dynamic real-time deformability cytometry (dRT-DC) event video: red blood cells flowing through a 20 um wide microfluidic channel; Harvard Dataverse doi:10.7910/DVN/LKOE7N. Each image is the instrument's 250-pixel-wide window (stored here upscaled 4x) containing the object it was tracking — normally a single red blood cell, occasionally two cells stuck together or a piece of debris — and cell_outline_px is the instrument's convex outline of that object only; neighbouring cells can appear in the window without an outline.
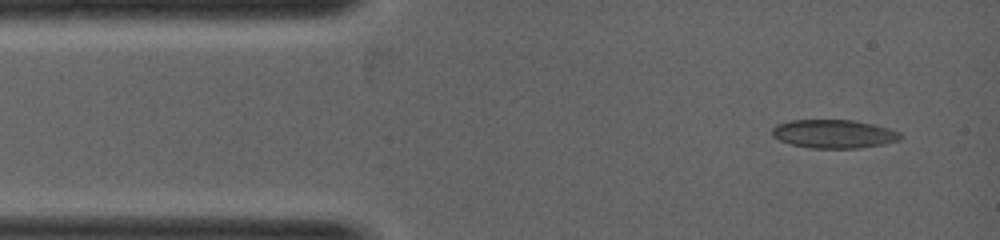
{"species": "common noctule bat (a hibernating species)", "species_latin": "Nyctalus noctula", "temperature_condition": "warm", "stored_images_in_passage": 3, "camera_frame_rate_fps": 5000, "um_per_image_px": 0.085, "animal": {"sex": "female", "body_mass_g": 19.0, "forearm_length_mm": 53.3}, "frame": {"image": 1, "passage_image": 1, "time_ms": 0.0, "image_size_px": [1000, 240], "cell_outline_px": [[904, 136], [900, 140], [884, 144], [860, 148], [812, 148], [792, 144], [780, 140], [772, 136], [772, 128], [776, 124], [792, 120], [852, 120], [872, 124], [888, 128], [900, 132]], "centroid_in_image_um": [70.9, 11.38], "position_along_channel_um": 14.1, "area_um2": 21.33}}